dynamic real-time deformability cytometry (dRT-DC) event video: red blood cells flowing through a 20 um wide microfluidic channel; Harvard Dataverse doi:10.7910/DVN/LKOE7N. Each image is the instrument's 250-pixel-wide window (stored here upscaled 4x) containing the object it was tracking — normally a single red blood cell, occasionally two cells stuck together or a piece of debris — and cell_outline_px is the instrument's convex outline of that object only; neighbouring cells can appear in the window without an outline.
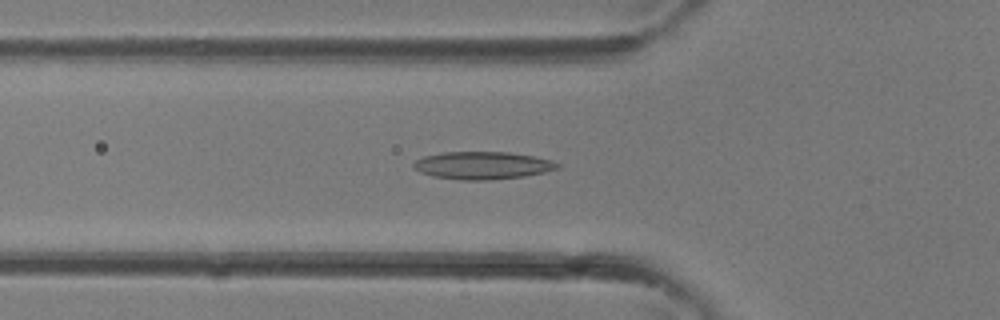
{"species": "common noctule bat (a hibernating species)", "species_latin": "Nyctalus noctula", "temperature_condition": "room temperature", "stored_images_in_passage": 27, "camera_frame_rate_fps": 3000, "um_per_image_px": 0.085, "animal": {"sex": "female"}, "frame": {"image": 1, "passage_image": 7, "time_ms": 2.0, "image_size_px": [1000, 320], "cell_outline_px": [[560, 168], [544, 172], [524, 176], [488, 180], [464, 180], [432, 176], [420, 172], [412, 168], [412, 164], [416, 160], [424, 156], [440, 152], [508, 152], [532, 156], [552, 160], [560, 164]], "centroid_in_image_um": [40.99, 14.06], "position_along_channel_um": 84.8, "area_um2": 23.18}}
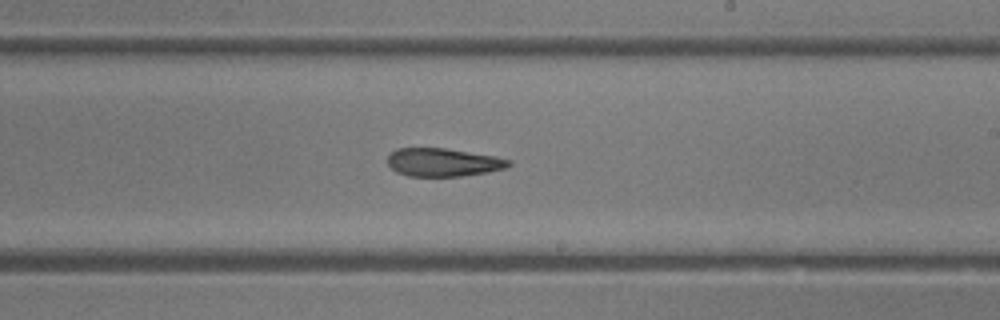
{"frame": {"image": 2, "passage_image": 16, "time_ms": 5.0, "image_size_px": [1000, 320], "cell_outline_px": [[512, 164], [504, 168], [488, 172], [460, 176], [408, 176], [396, 172], [388, 164], [388, 156], [396, 148], [444, 148], [496, 156], [512, 160]], "centroid_in_image_um": [37.68, 13.79], "position_along_channel_um": 251.3, "area_um2": 19.88}}
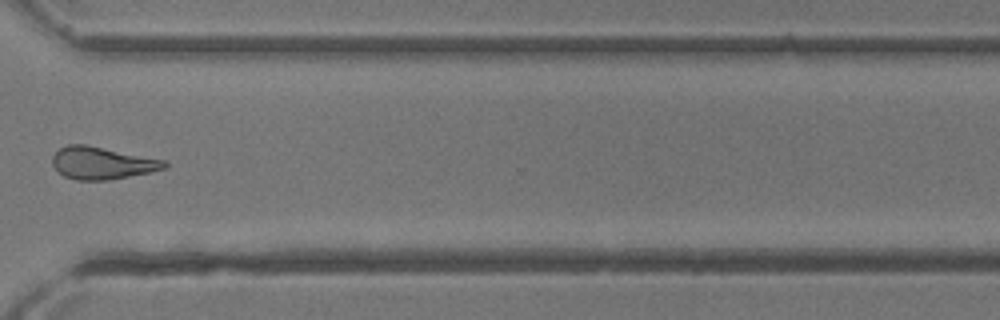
{"frame": {"image": 3, "passage_image": 22, "time_ms": 7.0, "image_size_px": [1000, 320], "cell_outline_px": [[168, 164], [164, 168], [148, 172], [108, 180], [76, 180], [64, 176], [52, 164], [52, 156], [60, 148], [68, 144], [84, 144], [168, 160]], "centroid_in_image_um": [8.68, 13.85], "position_along_channel_um": 361.9, "area_um2": 20.98}}